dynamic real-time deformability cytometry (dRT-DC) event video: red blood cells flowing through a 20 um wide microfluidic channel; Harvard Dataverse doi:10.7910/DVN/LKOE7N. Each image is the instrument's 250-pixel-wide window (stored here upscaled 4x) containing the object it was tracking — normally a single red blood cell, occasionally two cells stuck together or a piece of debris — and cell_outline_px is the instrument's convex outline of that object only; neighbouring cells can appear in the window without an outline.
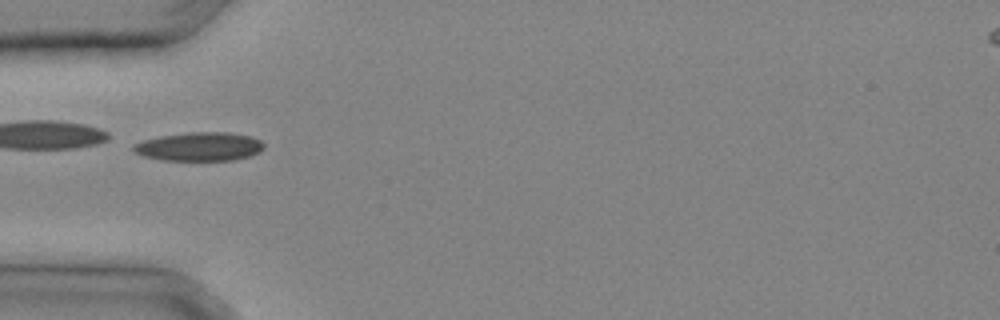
{"species": "common noctule bat (a hibernating species)", "species_latin": "Nyctalus noctula", "temperature_condition": "cold", "stored_images_in_passage": 18, "camera_frame_rate_fps": 3000, "um_per_image_px": 0.085, "animal": {"sex": "male", "body_mass_g": 20.4}, "frame": {"image": 1, "passage_image": 1, "time_ms": 0.0, "image_size_px": [1000, 320], "cell_outline_px": [[264, 148], [260, 152], [252, 156], [232, 160], [164, 160], [144, 156], [132, 152], [132, 144], [144, 140], [160, 136], [192, 132], [228, 132], [252, 136], [260, 140], [264, 144]], "centroid_in_image_um": [16.97, 12.46], "position_along_channel_um": 68.0, "area_um2": 21.96}}